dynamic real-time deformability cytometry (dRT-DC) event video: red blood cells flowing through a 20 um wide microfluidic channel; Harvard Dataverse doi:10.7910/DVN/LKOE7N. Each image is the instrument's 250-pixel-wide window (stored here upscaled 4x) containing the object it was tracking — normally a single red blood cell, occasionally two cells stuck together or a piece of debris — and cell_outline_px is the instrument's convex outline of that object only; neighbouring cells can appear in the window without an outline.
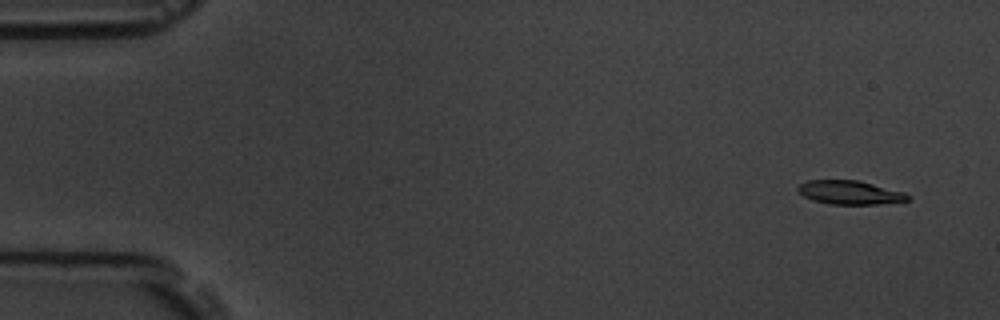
{"species": "common noctule bat (a hibernating species)", "species_latin": "Nyctalus noctula", "temperature_condition": "room temperature", "stored_images_in_passage": 6, "camera_frame_rate_fps": 3000, "um_per_image_px": 0.085, "animal": {"sex": "male", "body_mass_g": 19.5, "forearm_length_mm": 54.6}, "frame": {"image": 1, "passage_image": 1, "time_ms": 0.0, "image_size_px": [1000, 320], "cell_outline_px": [[908, 200], [880, 204], [828, 204], [812, 200], [804, 196], [796, 188], [800, 184], [808, 180], [856, 180], [904, 192], [908, 196]], "centroid_in_image_um": [72.19, 16.36], "position_along_channel_um": 12.8, "area_um2": 14.97}}
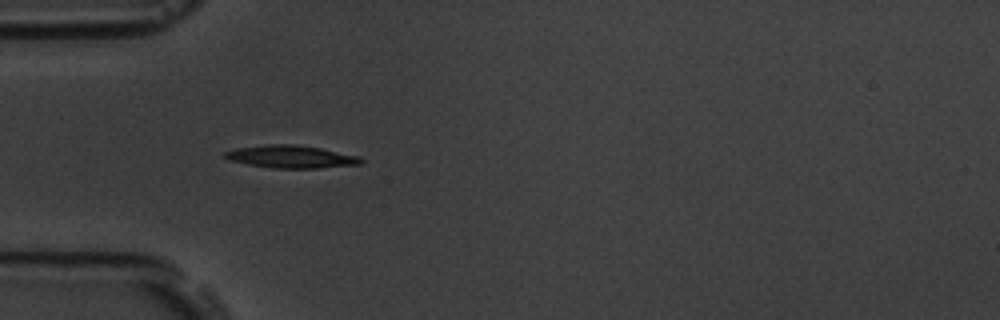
{"frame": {"image": 2, "passage_image": 5, "time_ms": 4.667, "image_size_px": [1000, 320], "cell_outline_px": [[364, 160], [360, 164], [320, 168], [272, 168], [248, 164], [228, 160], [224, 156], [224, 152], [236, 148], [268, 144], [292, 144], [320, 148], [360, 156]], "centroid_in_image_um": [24.74, 13.32], "position_along_channel_um": 60.3, "area_um2": 17.92}}
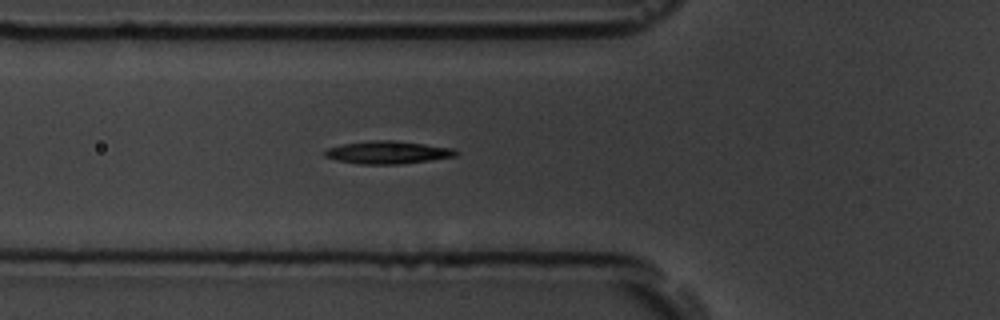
{"frame": {"image": 3, "passage_image": 6, "time_ms": 5.667, "image_size_px": [1000, 320], "cell_outline_px": [[460, 152], [456, 156], [432, 160], [400, 164], [360, 164], [336, 160], [324, 156], [324, 152], [328, 148], [340, 144], [372, 140], [396, 140], [456, 148]], "centroid_in_image_um": [33.0, 12.95], "position_along_channel_um": 92.8, "area_um2": 17.63}}